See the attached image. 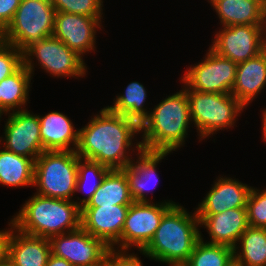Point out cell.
<instances>
[{
    "instance_id": "7402d4cb",
    "label": "cell",
    "mask_w": 266,
    "mask_h": 266,
    "mask_svg": "<svg viewBox=\"0 0 266 266\" xmlns=\"http://www.w3.org/2000/svg\"><path fill=\"white\" fill-rule=\"evenodd\" d=\"M220 21V27L263 25L266 9L256 0H208Z\"/></svg>"
},
{
    "instance_id": "5b68a950",
    "label": "cell",
    "mask_w": 266,
    "mask_h": 266,
    "mask_svg": "<svg viewBox=\"0 0 266 266\" xmlns=\"http://www.w3.org/2000/svg\"><path fill=\"white\" fill-rule=\"evenodd\" d=\"M189 101L191 121L199 142L212 138L218 131L234 128L246 107L231 93H205L185 90ZM237 119V120H236Z\"/></svg>"
},
{
    "instance_id": "30bf717a",
    "label": "cell",
    "mask_w": 266,
    "mask_h": 266,
    "mask_svg": "<svg viewBox=\"0 0 266 266\" xmlns=\"http://www.w3.org/2000/svg\"><path fill=\"white\" fill-rule=\"evenodd\" d=\"M155 203L133 202L129 206L121 238L111 247L112 249L131 251L134 247L141 251L150 242L164 214L176 204L172 200Z\"/></svg>"
},
{
    "instance_id": "d590c367",
    "label": "cell",
    "mask_w": 266,
    "mask_h": 266,
    "mask_svg": "<svg viewBox=\"0 0 266 266\" xmlns=\"http://www.w3.org/2000/svg\"><path fill=\"white\" fill-rule=\"evenodd\" d=\"M46 266H73L65 259L59 258L51 254Z\"/></svg>"
},
{
    "instance_id": "8d00e7d4",
    "label": "cell",
    "mask_w": 266,
    "mask_h": 266,
    "mask_svg": "<svg viewBox=\"0 0 266 266\" xmlns=\"http://www.w3.org/2000/svg\"><path fill=\"white\" fill-rule=\"evenodd\" d=\"M262 126H261V130H262V140H264V142L266 143V109L264 108L262 111Z\"/></svg>"
},
{
    "instance_id": "277c9868",
    "label": "cell",
    "mask_w": 266,
    "mask_h": 266,
    "mask_svg": "<svg viewBox=\"0 0 266 266\" xmlns=\"http://www.w3.org/2000/svg\"><path fill=\"white\" fill-rule=\"evenodd\" d=\"M10 218L20 232L50 239L80 227L81 208L71 200L34 193Z\"/></svg>"
},
{
    "instance_id": "ba28073f",
    "label": "cell",
    "mask_w": 266,
    "mask_h": 266,
    "mask_svg": "<svg viewBox=\"0 0 266 266\" xmlns=\"http://www.w3.org/2000/svg\"><path fill=\"white\" fill-rule=\"evenodd\" d=\"M53 78H83L87 74V64L82 56L71 50L61 40L50 36L30 45L23 52V65L34 76L35 63ZM33 61V62H32Z\"/></svg>"
},
{
    "instance_id": "e0dca14e",
    "label": "cell",
    "mask_w": 266,
    "mask_h": 266,
    "mask_svg": "<svg viewBox=\"0 0 266 266\" xmlns=\"http://www.w3.org/2000/svg\"><path fill=\"white\" fill-rule=\"evenodd\" d=\"M171 153L173 152L142 149L139 153L135 152V159L122 169L127 176L129 191L134 202H151L148 193H151L159 183L157 165Z\"/></svg>"
},
{
    "instance_id": "7c38bea8",
    "label": "cell",
    "mask_w": 266,
    "mask_h": 266,
    "mask_svg": "<svg viewBox=\"0 0 266 266\" xmlns=\"http://www.w3.org/2000/svg\"><path fill=\"white\" fill-rule=\"evenodd\" d=\"M5 115L8 119H5L4 135L0 136V147L35 161L45 151L40 136L38 114L26 109Z\"/></svg>"
},
{
    "instance_id": "5bb4252c",
    "label": "cell",
    "mask_w": 266,
    "mask_h": 266,
    "mask_svg": "<svg viewBox=\"0 0 266 266\" xmlns=\"http://www.w3.org/2000/svg\"><path fill=\"white\" fill-rule=\"evenodd\" d=\"M101 19L103 17L56 12L53 36L84 58L87 52L97 51L96 34L104 22Z\"/></svg>"
},
{
    "instance_id": "52a82bcc",
    "label": "cell",
    "mask_w": 266,
    "mask_h": 266,
    "mask_svg": "<svg viewBox=\"0 0 266 266\" xmlns=\"http://www.w3.org/2000/svg\"><path fill=\"white\" fill-rule=\"evenodd\" d=\"M55 9L51 0H21L3 40L22 53L33 43L53 36Z\"/></svg>"
},
{
    "instance_id": "e575fe53",
    "label": "cell",
    "mask_w": 266,
    "mask_h": 266,
    "mask_svg": "<svg viewBox=\"0 0 266 266\" xmlns=\"http://www.w3.org/2000/svg\"><path fill=\"white\" fill-rule=\"evenodd\" d=\"M9 221V228L0 230V266L8 263L9 241L12 230L15 228L12 220Z\"/></svg>"
},
{
    "instance_id": "d6986e66",
    "label": "cell",
    "mask_w": 266,
    "mask_h": 266,
    "mask_svg": "<svg viewBox=\"0 0 266 266\" xmlns=\"http://www.w3.org/2000/svg\"><path fill=\"white\" fill-rule=\"evenodd\" d=\"M40 136L45 151H76L79 143V129L72 120L60 111L38 115Z\"/></svg>"
},
{
    "instance_id": "d4e9b609",
    "label": "cell",
    "mask_w": 266,
    "mask_h": 266,
    "mask_svg": "<svg viewBox=\"0 0 266 266\" xmlns=\"http://www.w3.org/2000/svg\"><path fill=\"white\" fill-rule=\"evenodd\" d=\"M34 163L31 158L0 149V184L7 187H33Z\"/></svg>"
},
{
    "instance_id": "4dcf8cb0",
    "label": "cell",
    "mask_w": 266,
    "mask_h": 266,
    "mask_svg": "<svg viewBox=\"0 0 266 266\" xmlns=\"http://www.w3.org/2000/svg\"><path fill=\"white\" fill-rule=\"evenodd\" d=\"M248 225L259 228H266V188L257 189L252 186L247 204Z\"/></svg>"
},
{
    "instance_id": "9a60e30c",
    "label": "cell",
    "mask_w": 266,
    "mask_h": 266,
    "mask_svg": "<svg viewBox=\"0 0 266 266\" xmlns=\"http://www.w3.org/2000/svg\"><path fill=\"white\" fill-rule=\"evenodd\" d=\"M129 206L82 207L80 226L111 248L121 238Z\"/></svg>"
},
{
    "instance_id": "f35d334b",
    "label": "cell",
    "mask_w": 266,
    "mask_h": 266,
    "mask_svg": "<svg viewBox=\"0 0 266 266\" xmlns=\"http://www.w3.org/2000/svg\"><path fill=\"white\" fill-rule=\"evenodd\" d=\"M263 41H264V47H266V17L263 24Z\"/></svg>"
},
{
    "instance_id": "d6a6232c",
    "label": "cell",
    "mask_w": 266,
    "mask_h": 266,
    "mask_svg": "<svg viewBox=\"0 0 266 266\" xmlns=\"http://www.w3.org/2000/svg\"><path fill=\"white\" fill-rule=\"evenodd\" d=\"M129 250L110 249L104 259L103 266H143L139 255Z\"/></svg>"
},
{
    "instance_id": "8992f818",
    "label": "cell",
    "mask_w": 266,
    "mask_h": 266,
    "mask_svg": "<svg viewBox=\"0 0 266 266\" xmlns=\"http://www.w3.org/2000/svg\"><path fill=\"white\" fill-rule=\"evenodd\" d=\"M79 156L76 151H44L34 163L35 193L74 201Z\"/></svg>"
},
{
    "instance_id": "b9f144b4",
    "label": "cell",
    "mask_w": 266,
    "mask_h": 266,
    "mask_svg": "<svg viewBox=\"0 0 266 266\" xmlns=\"http://www.w3.org/2000/svg\"><path fill=\"white\" fill-rule=\"evenodd\" d=\"M3 114H5L1 109H0V122H1V120H2V116H3ZM1 125V124H0Z\"/></svg>"
},
{
    "instance_id": "6da1fadb",
    "label": "cell",
    "mask_w": 266,
    "mask_h": 266,
    "mask_svg": "<svg viewBox=\"0 0 266 266\" xmlns=\"http://www.w3.org/2000/svg\"><path fill=\"white\" fill-rule=\"evenodd\" d=\"M90 117L87 125L79 127L77 155L110 170L127 167L134 160L133 152L143 149L141 141L136 140L141 133L140 125L107 107Z\"/></svg>"
},
{
    "instance_id": "f546056e",
    "label": "cell",
    "mask_w": 266,
    "mask_h": 266,
    "mask_svg": "<svg viewBox=\"0 0 266 266\" xmlns=\"http://www.w3.org/2000/svg\"><path fill=\"white\" fill-rule=\"evenodd\" d=\"M56 12L103 17V0H51Z\"/></svg>"
},
{
    "instance_id": "1f68e13d",
    "label": "cell",
    "mask_w": 266,
    "mask_h": 266,
    "mask_svg": "<svg viewBox=\"0 0 266 266\" xmlns=\"http://www.w3.org/2000/svg\"><path fill=\"white\" fill-rule=\"evenodd\" d=\"M23 65V53L9 43L0 44V81L15 73Z\"/></svg>"
},
{
    "instance_id": "44dd1931",
    "label": "cell",
    "mask_w": 266,
    "mask_h": 266,
    "mask_svg": "<svg viewBox=\"0 0 266 266\" xmlns=\"http://www.w3.org/2000/svg\"><path fill=\"white\" fill-rule=\"evenodd\" d=\"M51 255L50 240L14 228L9 241L8 263L12 266H46Z\"/></svg>"
},
{
    "instance_id": "ab89813d",
    "label": "cell",
    "mask_w": 266,
    "mask_h": 266,
    "mask_svg": "<svg viewBox=\"0 0 266 266\" xmlns=\"http://www.w3.org/2000/svg\"><path fill=\"white\" fill-rule=\"evenodd\" d=\"M266 9V0H256Z\"/></svg>"
},
{
    "instance_id": "7a4b0ae2",
    "label": "cell",
    "mask_w": 266,
    "mask_h": 266,
    "mask_svg": "<svg viewBox=\"0 0 266 266\" xmlns=\"http://www.w3.org/2000/svg\"><path fill=\"white\" fill-rule=\"evenodd\" d=\"M200 239L199 219L196 210L187 211L174 204L163 216L150 242L140 254L169 266H183Z\"/></svg>"
},
{
    "instance_id": "836d02e7",
    "label": "cell",
    "mask_w": 266,
    "mask_h": 266,
    "mask_svg": "<svg viewBox=\"0 0 266 266\" xmlns=\"http://www.w3.org/2000/svg\"><path fill=\"white\" fill-rule=\"evenodd\" d=\"M21 0H0V28L4 31L11 23Z\"/></svg>"
},
{
    "instance_id": "74e56055",
    "label": "cell",
    "mask_w": 266,
    "mask_h": 266,
    "mask_svg": "<svg viewBox=\"0 0 266 266\" xmlns=\"http://www.w3.org/2000/svg\"><path fill=\"white\" fill-rule=\"evenodd\" d=\"M226 266H243L235 257Z\"/></svg>"
},
{
    "instance_id": "ffe728a7",
    "label": "cell",
    "mask_w": 266,
    "mask_h": 266,
    "mask_svg": "<svg viewBox=\"0 0 266 266\" xmlns=\"http://www.w3.org/2000/svg\"><path fill=\"white\" fill-rule=\"evenodd\" d=\"M266 87V52L237 64L236 79L231 94L247 109Z\"/></svg>"
},
{
    "instance_id": "484cf974",
    "label": "cell",
    "mask_w": 266,
    "mask_h": 266,
    "mask_svg": "<svg viewBox=\"0 0 266 266\" xmlns=\"http://www.w3.org/2000/svg\"><path fill=\"white\" fill-rule=\"evenodd\" d=\"M145 88L142 83L131 81L124 93L117 94L116 98H113L112 105L106 107L114 113L126 116L141 125L150 114L147 106H145L148 97Z\"/></svg>"
},
{
    "instance_id": "4fadbf2b",
    "label": "cell",
    "mask_w": 266,
    "mask_h": 266,
    "mask_svg": "<svg viewBox=\"0 0 266 266\" xmlns=\"http://www.w3.org/2000/svg\"><path fill=\"white\" fill-rule=\"evenodd\" d=\"M209 47L237 64L244 62L264 50L263 25L222 26Z\"/></svg>"
},
{
    "instance_id": "2e32d148",
    "label": "cell",
    "mask_w": 266,
    "mask_h": 266,
    "mask_svg": "<svg viewBox=\"0 0 266 266\" xmlns=\"http://www.w3.org/2000/svg\"><path fill=\"white\" fill-rule=\"evenodd\" d=\"M196 209L197 215H215L234 208H246L251 186L234 177L218 176Z\"/></svg>"
},
{
    "instance_id": "603a6c76",
    "label": "cell",
    "mask_w": 266,
    "mask_h": 266,
    "mask_svg": "<svg viewBox=\"0 0 266 266\" xmlns=\"http://www.w3.org/2000/svg\"><path fill=\"white\" fill-rule=\"evenodd\" d=\"M133 202L125 172L122 169H111L104 176L92 198L83 207L131 205Z\"/></svg>"
},
{
    "instance_id": "cb8c5ba5",
    "label": "cell",
    "mask_w": 266,
    "mask_h": 266,
    "mask_svg": "<svg viewBox=\"0 0 266 266\" xmlns=\"http://www.w3.org/2000/svg\"><path fill=\"white\" fill-rule=\"evenodd\" d=\"M32 78L31 73L22 65L15 73L0 81V109L5 114L27 109L25 107L29 103Z\"/></svg>"
},
{
    "instance_id": "4316f807",
    "label": "cell",
    "mask_w": 266,
    "mask_h": 266,
    "mask_svg": "<svg viewBox=\"0 0 266 266\" xmlns=\"http://www.w3.org/2000/svg\"><path fill=\"white\" fill-rule=\"evenodd\" d=\"M243 266H266V228L248 226L234 248Z\"/></svg>"
},
{
    "instance_id": "f1b7e54d",
    "label": "cell",
    "mask_w": 266,
    "mask_h": 266,
    "mask_svg": "<svg viewBox=\"0 0 266 266\" xmlns=\"http://www.w3.org/2000/svg\"><path fill=\"white\" fill-rule=\"evenodd\" d=\"M200 239L194 246L193 252L183 266H226L234 257V249L225 245L210 244Z\"/></svg>"
},
{
    "instance_id": "83f0119b",
    "label": "cell",
    "mask_w": 266,
    "mask_h": 266,
    "mask_svg": "<svg viewBox=\"0 0 266 266\" xmlns=\"http://www.w3.org/2000/svg\"><path fill=\"white\" fill-rule=\"evenodd\" d=\"M109 170L110 169L108 167L101 165L100 163L81 159L79 157L76 193L82 192L83 194L86 195L82 199L76 196L77 200H75L74 202L80 208L85 206L88 203V201L92 198V195L99 188L104 176Z\"/></svg>"
},
{
    "instance_id": "60d3db41",
    "label": "cell",
    "mask_w": 266,
    "mask_h": 266,
    "mask_svg": "<svg viewBox=\"0 0 266 266\" xmlns=\"http://www.w3.org/2000/svg\"><path fill=\"white\" fill-rule=\"evenodd\" d=\"M3 32H0V44L3 42Z\"/></svg>"
},
{
    "instance_id": "9c48e42d",
    "label": "cell",
    "mask_w": 266,
    "mask_h": 266,
    "mask_svg": "<svg viewBox=\"0 0 266 266\" xmlns=\"http://www.w3.org/2000/svg\"><path fill=\"white\" fill-rule=\"evenodd\" d=\"M236 69L237 63L209 47L201 62L190 65L180 78L184 90L228 94L235 84Z\"/></svg>"
},
{
    "instance_id": "ac0fdd59",
    "label": "cell",
    "mask_w": 266,
    "mask_h": 266,
    "mask_svg": "<svg viewBox=\"0 0 266 266\" xmlns=\"http://www.w3.org/2000/svg\"><path fill=\"white\" fill-rule=\"evenodd\" d=\"M199 227H204L210 239L207 243L235 248L240 236L247 230L246 208L228 209L215 215H197Z\"/></svg>"
},
{
    "instance_id": "3957f363",
    "label": "cell",
    "mask_w": 266,
    "mask_h": 266,
    "mask_svg": "<svg viewBox=\"0 0 266 266\" xmlns=\"http://www.w3.org/2000/svg\"><path fill=\"white\" fill-rule=\"evenodd\" d=\"M140 125L142 148L147 151L173 152L186 143L189 128L193 124L190 117L187 92L181 90L166 96Z\"/></svg>"
},
{
    "instance_id": "8fae6325",
    "label": "cell",
    "mask_w": 266,
    "mask_h": 266,
    "mask_svg": "<svg viewBox=\"0 0 266 266\" xmlns=\"http://www.w3.org/2000/svg\"><path fill=\"white\" fill-rule=\"evenodd\" d=\"M51 254L73 266H103L111 249L103 240L93 237L81 226L70 232L51 237Z\"/></svg>"
},
{
    "instance_id": "7bdbcfd3",
    "label": "cell",
    "mask_w": 266,
    "mask_h": 266,
    "mask_svg": "<svg viewBox=\"0 0 266 266\" xmlns=\"http://www.w3.org/2000/svg\"><path fill=\"white\" fill-rule=\"evenodd\" d=\"M2 266H12L10 263H6L5 265Z\"/></svg>"
}]
</instances>
